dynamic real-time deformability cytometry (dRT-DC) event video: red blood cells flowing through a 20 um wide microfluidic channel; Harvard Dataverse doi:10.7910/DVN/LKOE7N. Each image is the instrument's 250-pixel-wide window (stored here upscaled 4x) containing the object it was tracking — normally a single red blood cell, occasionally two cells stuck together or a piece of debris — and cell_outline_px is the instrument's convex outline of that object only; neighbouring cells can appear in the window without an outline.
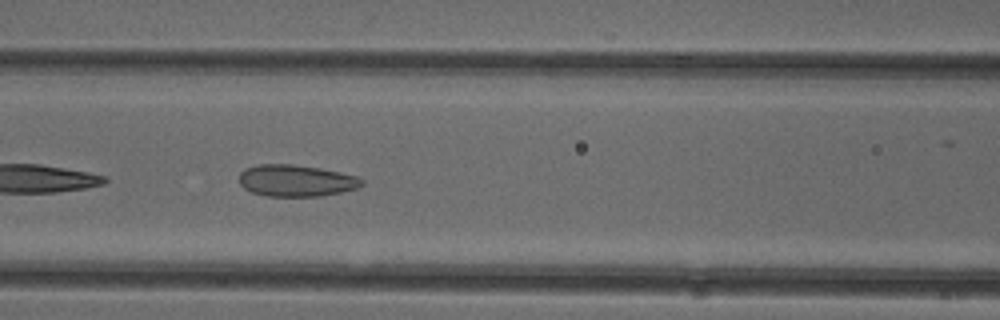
{"species": "common noctule bat (a hibernating species)", "species_latin": "Nyctalus noctula", "temperature_condition": "cold", "stored_images_in_passage": 51, "camera_frame_rate_fps": 3000, "um_per_image_px": 0.085, "animal": {"sex": "female"}, "frame": {"image": 1, "passage_image": 22, "time_ms": 7.0, "image_size_px": [1000, 320], "cell_outline_px": [[364, 184], [356, 188], [340, 192], [320, 196], [264, 196], [252, 192], [244, 188], [240, 184], [240, 172], [244, 168], [256, 164], [292, 164], [320, 168], [340, 172], [356, 176], [364, 180]], "centroid_in_image_um": [25.14, 15.35], "position_along_channel_um": 141.5, "area_um2": 22.72}, "authors_computed_cell_mechanics": {"area_um2": 24.3338, "velocity_mm_per_s": 3.9898, "shape_relaxation_time_tau1_ms": null, "shape_relaxation_time_tau2_ms": 1.5084, "deformation_change_tau1": null, "deformation_change_tau2": 0.0885}}